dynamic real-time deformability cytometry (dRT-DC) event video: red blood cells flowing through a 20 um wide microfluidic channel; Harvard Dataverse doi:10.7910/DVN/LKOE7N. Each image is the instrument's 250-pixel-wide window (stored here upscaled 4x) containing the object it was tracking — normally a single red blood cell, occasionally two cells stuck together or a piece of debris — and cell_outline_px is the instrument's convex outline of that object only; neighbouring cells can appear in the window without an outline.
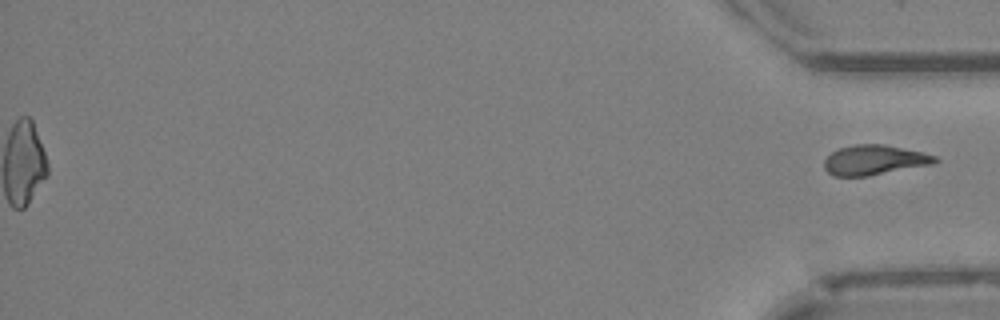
{"species": "Egyptian fruit bat (a non-hibernating species)", "species_latin": "Rousettus aegyptiacus", "temperature_condition": "cold", "stored_images_in_passage": 49, "segment_of_instrument_passage": [2, 2], "camera_frame_rate_fps": 3000, "um_per_image_px": 0.085, "animal": {"sex": "female"}, "frame": {"image": 1, "passage_image": 49, "time_ms": 16.0, "image_size_px": [1000, 320], "cell_outline_px": [[940, 160], [932, 164], [868, 176], [832, 176], [824, 168], [824, 160], [832, 152], [840, 148], [852, 144], [884, 144], [920, 152], [936, 156]], "centroid_in_image_um": [74.29, 13.6], "position_along_channel_um": 360.9, "area_um2": 19.19}}